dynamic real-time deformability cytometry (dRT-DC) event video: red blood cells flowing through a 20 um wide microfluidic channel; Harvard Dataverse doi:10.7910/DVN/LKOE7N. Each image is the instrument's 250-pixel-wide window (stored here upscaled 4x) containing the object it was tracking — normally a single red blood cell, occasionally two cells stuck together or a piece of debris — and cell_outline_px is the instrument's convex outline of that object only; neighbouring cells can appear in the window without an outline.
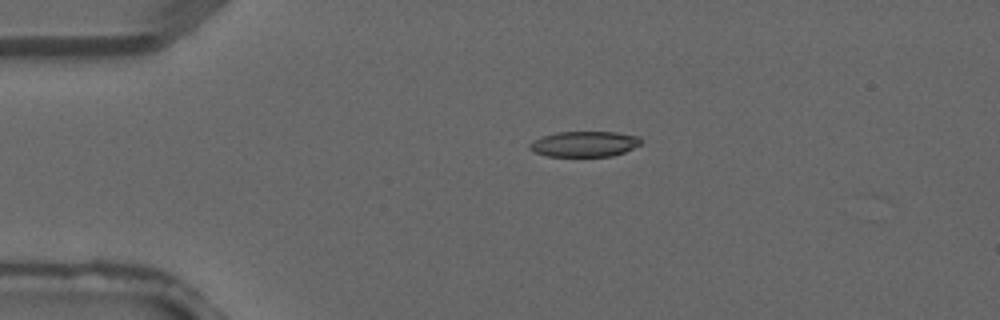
{"species": "common noctule bat (a hibernating species)", "species_latin": "Nyctalus noctula", "temperature_condition": "warm", "stored_images_in_passage": 4, "camera_frame_rate_fps": 3000, "um_per_image_px": 0.085, "animal": {"sex": "male", "forearm_length_mm": 52.5}, "frame": {"image": 1, "passage_image": 3, "time_ms": 0.667, "image_size_px": [1000, 320], "cell_outline_px": [[640, 144], [624, 152], [612, 156], [548, 156], [536, 152], [528, 148], [528, 144], [532, 140], [540, 136], [556, 132], [616, 132], [640, 136]], "centroid_in_image_um": [49.63, 12.23], "position_along_channel_um": 35.4, "area_um2": 16.59}}